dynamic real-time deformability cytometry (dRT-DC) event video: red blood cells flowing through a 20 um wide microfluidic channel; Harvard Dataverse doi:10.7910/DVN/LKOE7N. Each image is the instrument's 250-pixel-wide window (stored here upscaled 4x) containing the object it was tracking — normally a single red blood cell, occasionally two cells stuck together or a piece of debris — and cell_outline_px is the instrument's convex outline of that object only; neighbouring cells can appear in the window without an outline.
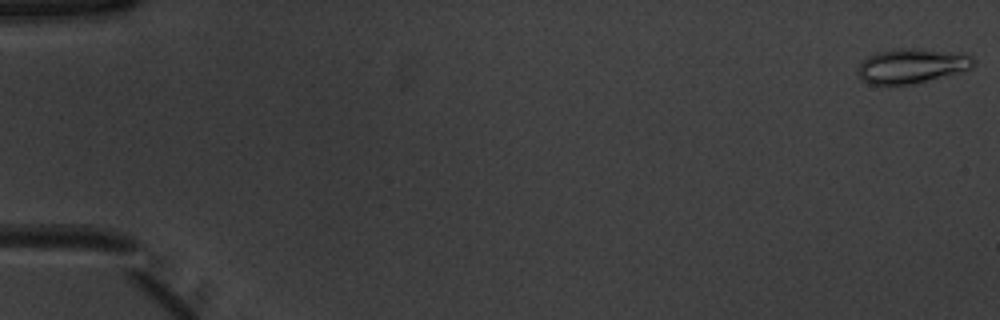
{"species": "common noctule bat (a hibernating species)", "species_latin": "Nyctalus noctula", "temperature_condition": "warm", "stored_images_in_passage": 52, "camera_frame_rate_fps": 3000, "um_per_image_px": 0.085, "animal": {"sex": "male", "body_mass_g": 20.1, "forearm_length_mm": 53.5}, "frame": {"image": 1, "passage_image": 1, "time_ms": 0.0, "image_size_px": [1000, 320], "cell_outline_px": [[976, 64], [972, 68], [960, 72], [916, 84], [884, 88], [868, 84], [860, 76], [856, 68], [868, 56], [876, 52], [892, 48], [916, 48], [972, 56], [976, 60]], "centroid_in_image_um": [77.43, 5.65], "position_along_channel_um": 7.6, "area_um2": 23.99}}
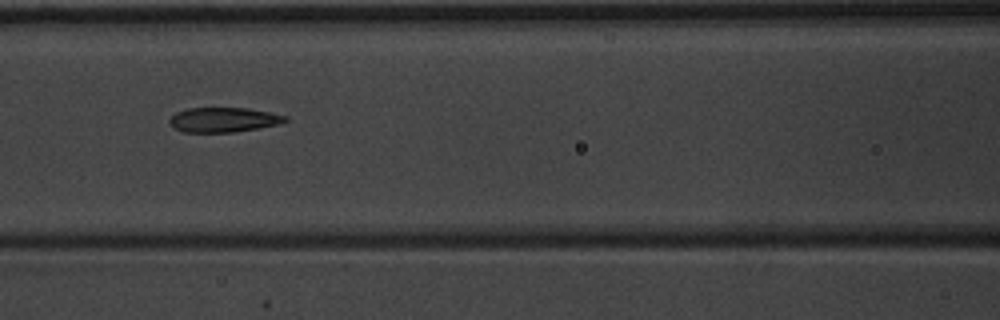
{"frame": {"image": 2, "passage_image": 24, "time_ms": 7.667, "image_size_px": [1000, 320], "cell_outline_px": [[288, 120], [280, 124], [232, 132], [184, 132], [172, 128], [168, 124], [168, 120], [176, 112], [188, 108], [248, 108], [288, 116]], "centroid_in_image_um": [18.96, 10.18], "position_along_channel_um": 147.6, "area_um2": 16.7}}
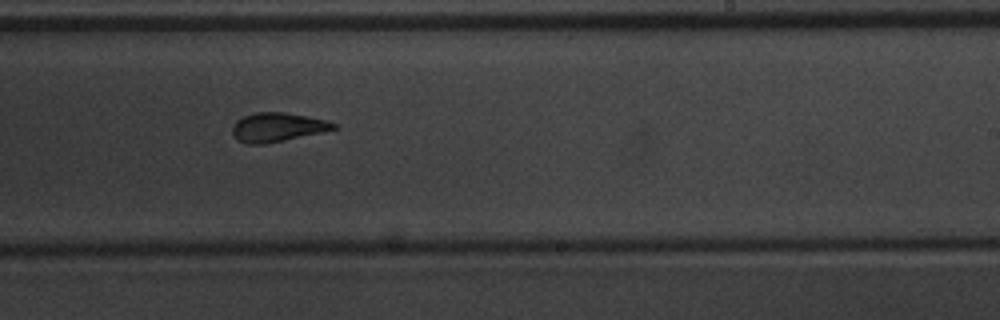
{"frame": {"image": 3, "passage_image": 33, "time_ms": 10.667, "image_size_px": [1000, 320], "cell_outline_px": [[336, 128], [320, 132], [284, 140], [264, 144], [248, 144], [236, 140], [232, 132], [232, 124], [236, 120], [244, 116], [256, 112], [284, 112], [328, 120], [336, 124]], "centroid_in_image_um": [23.52, 10.81], "position_along_channel_um": 265.5, "area_um2": 16.99}, "authors_computed_cell_mechanics": {"area_um2": 18.0336, "velocity_mm_per_s": 3.9394, "shape_relaxation_time_tau1_ms": 5.5488, "shape_relaxation_time_tau2_ms": 1.8117, "deformation_change_tau1": 0.1696, "deformation_change_tau2": 0.0861}}